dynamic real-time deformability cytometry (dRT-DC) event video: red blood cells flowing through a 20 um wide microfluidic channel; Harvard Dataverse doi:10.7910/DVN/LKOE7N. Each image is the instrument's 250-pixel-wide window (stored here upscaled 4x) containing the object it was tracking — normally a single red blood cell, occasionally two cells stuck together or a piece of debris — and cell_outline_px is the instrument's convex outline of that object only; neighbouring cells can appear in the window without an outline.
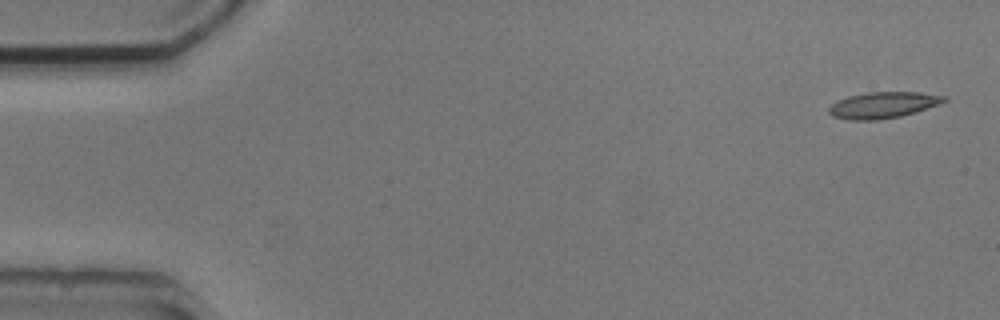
{"species": "common noctule bat (a hibernating species)", "species_latin": "Nyctalus noctula", "temperature_condition": "cold", "stored_images_in_passage": 4, "camera_frame_rate_fps": 3000, "um_per_image_px": 0.085, "animal": {"sex": "male", "body_mass_g": 20.5, "forearm_length_mm": 52.5}, "frame": {"image": 1, "passage_image": 1, "time_ms": 0.0, "image_size_px": [1000, 320], "cell_outline_px": [[948, 100], [940, 104], [916, 112], [900, 116], [876, 120], [848, 120], [832, 116], [828, 112], [828, 108], [832, 104], [848, 96], [868, 92], [920, 92], [948, 96]], "centroid_in_image_um": [75.09, 8.93], "position_along_channel_um": 9.9, "area_um2": 17.69}}
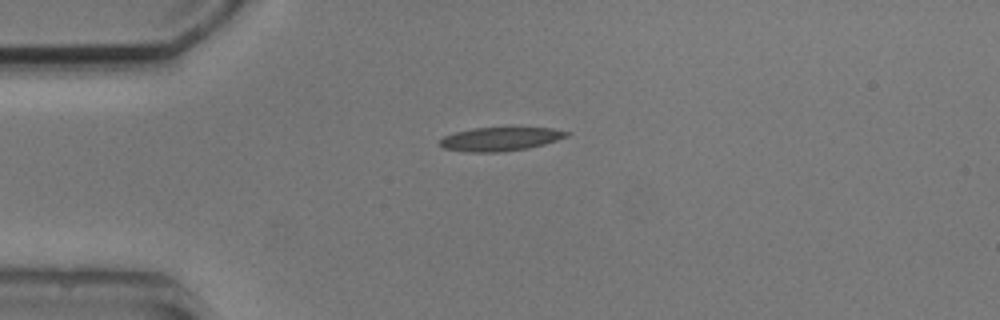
{"frame": {"image": 2, "passage_image": 4, "time_ms": 3.667, "image_size_px": [1000, 320], "cell_outline_px": [[572, 132], [568, 136], [544, 144], [528, 148], [500, 152], [464, 152], [444, 148], [436, 144], [444, 136], [456, 132], [472, 128], [552, 128]], "centroid_in_image_um": [42.5, 11.82], "position_along_channel_um": 42.5, "area_um2": 17.51}}